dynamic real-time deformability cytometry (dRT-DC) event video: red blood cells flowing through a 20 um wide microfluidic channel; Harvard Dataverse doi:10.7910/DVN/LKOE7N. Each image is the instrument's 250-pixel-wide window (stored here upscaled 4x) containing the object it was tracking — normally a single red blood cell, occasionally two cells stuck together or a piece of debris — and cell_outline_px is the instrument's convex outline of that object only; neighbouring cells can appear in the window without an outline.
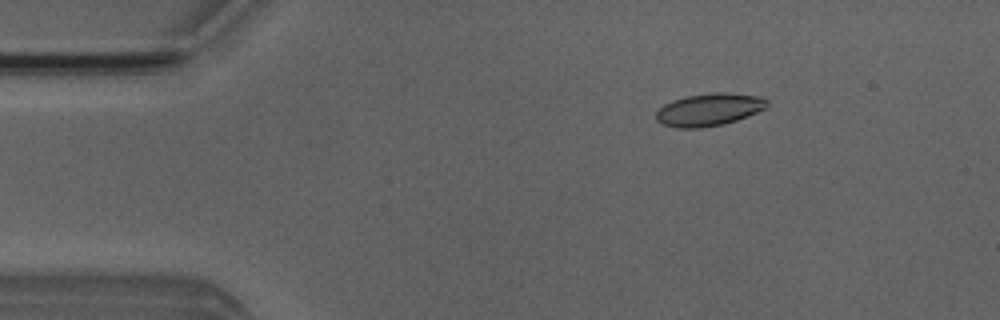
{"species": "Egyptian fruit bat (a non-hibernating species)", "species_latin": "Rousettus aegyptiacus", "temperature_condition": "room temperature", "stored_images_in_passage": 5, "camera_frame_rate_fps": 3000, "um_per_image_px": 0.085, "animal": {"sex": "male"}, "frame": {"image": 1, "passage_image": 3, "time_ms": 2.333, "image_size_px": [1000, 320], "cell_outline_px": [[768, 108], [736, 120], [724, 124], [700, 128], [676, 128], [664, 124], [656, 120], [656, 112], [664, 104], [672, 100], [684, 96], [712, 92], [724, 92], [760, 96], [768, 100]], "centroid_in_image_um": [60.28, 9.31], "position_along_channel_um": 24.7, "area_um2": 21.21}}